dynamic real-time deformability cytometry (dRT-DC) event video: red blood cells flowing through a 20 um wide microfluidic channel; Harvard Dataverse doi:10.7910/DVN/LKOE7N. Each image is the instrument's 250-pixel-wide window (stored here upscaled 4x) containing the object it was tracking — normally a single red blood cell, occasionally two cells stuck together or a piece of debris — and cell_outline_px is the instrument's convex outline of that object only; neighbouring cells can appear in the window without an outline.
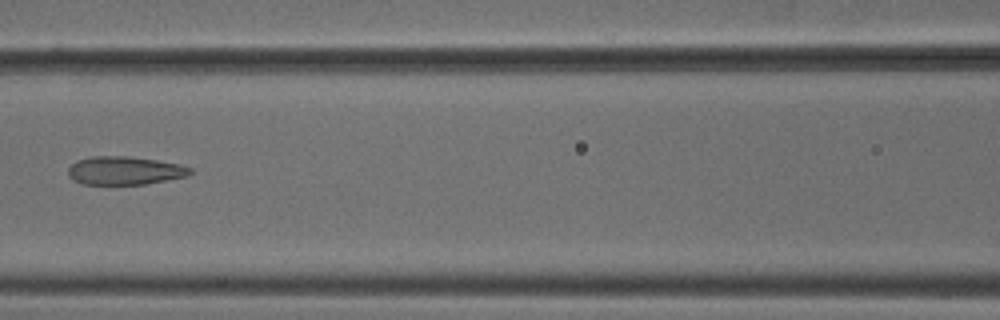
{"species": "common noctule bat (a hibernating species)", "species_latin": "Nyctalus noctula", "temperature_condition": "cold", "stored_images_in_passage": 7, "camera_frame_rate_fps": 3000, "um_per_image_px": 0.085, "animal": {"sex": "male", "body_mass_g": 18.8}, "frame": {"image": 1, "passage_image": 7, "time_ms": 2.0, "image_size_px": [1000, 320], "cell_outline_px": [[192, 172], [188, 176], [144, 184], [80, 184], [72, 180], [68, 176], [68, 168], [76, 160], [92, 156], [128, 156], [156, 160], [180, 164], [192, 168]], "centroid_in_image_um": [10.57, 14.5], "position_along_channel_um": 156.0, "area_um2": 20.23}}